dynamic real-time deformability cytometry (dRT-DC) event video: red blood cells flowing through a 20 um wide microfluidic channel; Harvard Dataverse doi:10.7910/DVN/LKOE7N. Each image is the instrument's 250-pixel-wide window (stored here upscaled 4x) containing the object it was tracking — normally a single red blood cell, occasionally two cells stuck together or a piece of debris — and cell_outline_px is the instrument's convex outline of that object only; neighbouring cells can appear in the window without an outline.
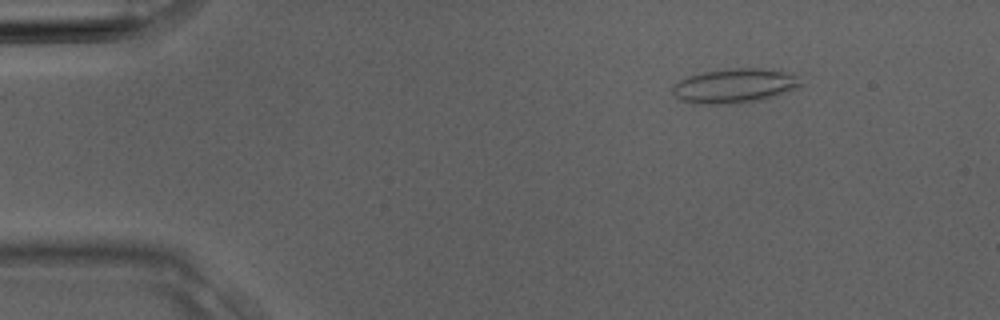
{"species": "Egyptian fruit bat (a non-hibernating species)", "species_latin": "Rousettus aegyptiacus", "temperature_condition": "room temperature", "stored_images_in_passage": 4, "camera_frame_rate_fps": 3000, "um_per_image_px": 0.085, "animal": {"sex": "male"}, "frame": {"image": 1, "passage_image": 2, "time_ms": 0.333, "image_size_px": [1000, 320], "cell_outline_px": [[804, 84], [800, 88], [788, 92], [760, 100], [736, 104], [692, 104], [680, 100], [672, 92], [672, 84], [688, 76], [704, 72], [732, 68], [760, 68], [784, 72], [796, 76]], "centroid_in_image_um": [62.43, 7.31], "position_along_channel_um": 22.6, "area_um2": 25.95}}